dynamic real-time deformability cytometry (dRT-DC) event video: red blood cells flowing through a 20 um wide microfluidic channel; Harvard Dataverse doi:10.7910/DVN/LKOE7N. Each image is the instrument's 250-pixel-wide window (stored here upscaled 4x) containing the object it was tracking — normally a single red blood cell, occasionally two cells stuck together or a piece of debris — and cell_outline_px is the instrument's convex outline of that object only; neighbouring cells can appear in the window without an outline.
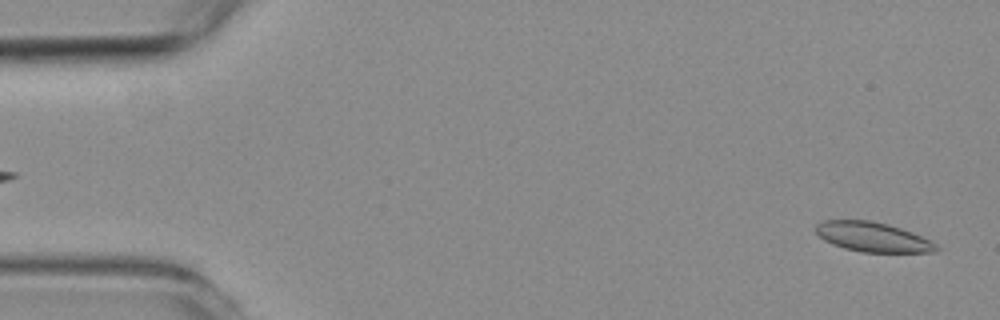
{"species": "common noctule bat (a hibernating species)", "species_latin": "Nyctalus noctula", "temperature_condition": "room temperature", "stored_images_in_passage": 5, "segment_of_instrument_passage": [2, 2], "camera_frame_rate_fps": 3000, "um_per_image_px": 0.085, "animal": {"sex": "female", "body_mass_g": 19.3, "forearm_length_mm": 54.1}, "frame": {"image": 1, "passage_image": 5, "time_ms": 4.667, "image_size_px": [1000, 320], "cell_outline_px": [[940, 248], [936, 252], [860, 252], [844, 248], [832, 244], [824, 240], [816, 232], [816, 224], [824, 220], [868, 220], [888, 224], [912, 232], [932, 240]], "centroid_in_image_um": [74.2, 20.15], "position_along_channel_um": 10.8, "area_um2": 20.87}}